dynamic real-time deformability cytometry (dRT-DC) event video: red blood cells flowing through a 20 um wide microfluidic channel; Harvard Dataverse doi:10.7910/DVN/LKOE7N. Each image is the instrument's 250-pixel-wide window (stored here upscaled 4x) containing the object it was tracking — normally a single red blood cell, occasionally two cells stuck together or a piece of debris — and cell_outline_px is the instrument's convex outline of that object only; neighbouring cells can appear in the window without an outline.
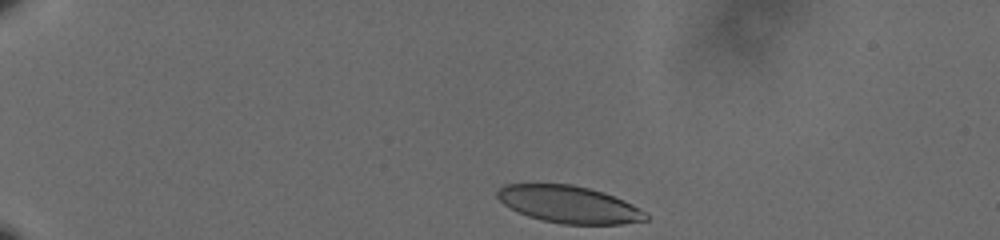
{"species": "human", "species_latin": "Homo sapiens", "temperature_condition": "cold", "stored_images_in_passage": 42, "camera_frame_rate_fps": 3000, "um_per_image_px": 0.085, "donor": {"sex": "male"}, "frame": {"image": 1, "passage_image": 1, "time_ms": 0.0, "image_size_px": [1000, 240], "cell_outline_px": [[648, 220], [620, 224], [560, 224], [528, 216], [516, 212], [504, 204], [496, 196], [496, 192], [504, 184], [572, 184], [604, 192], [624, 200], [640, 208], [648, 216]], "centroid_in_image_um": [48.36, 17.37], "position_along_channel_um": 36.6, "area_um2": 32.14}}
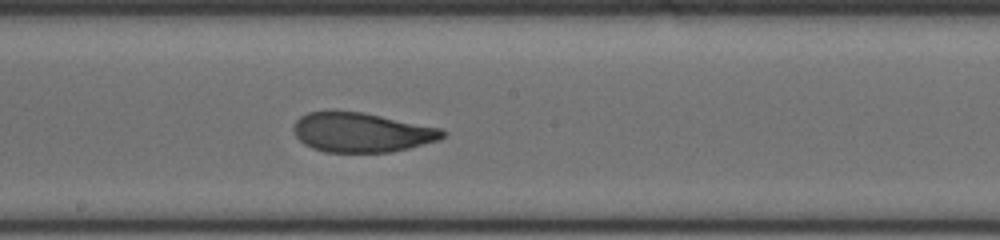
{"frame": {"image": 2, "passage_image": 23, "time_ms": 7.333, "image_size_px": [1000, 240], "cell_outline_px": [[444, 136], [440, 140], [392, 152], [324, 152], [312, 148], [304, 144], [296, 136], [292, 128], [296, 120], [300, 116], [308, 112], [364, 112], [440, 128], [444, 132]], "centroid_in_image_um": [30.72, 11.26], "position_along_channel_um": 217.5, "area_um2": 34.1}}
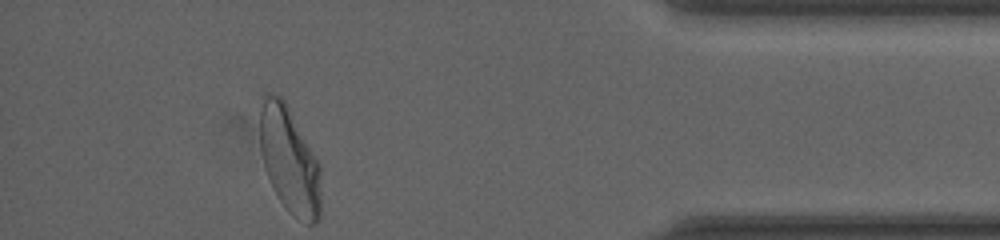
{"frame": {"image": 3, "passage_image": 42, "time_ms": 13.667, "image_size_px": [1000, 240], "cell_outline_px": [[320, 216], [312, 224], [304, 224], [296, 220], [288, 212], [280, 200], [264, 168], [260, 148], [260, 96], [264, 92], [280, 96], [284, 100], [320, 164]], "centroid_in_image_um": [24.59, 13.62], "position_along_channel_um": 410.6, "area_um2": 37.97}, "authors_computed_cell_mechanics": {"area_um2": 34.8245, "velocity_mm_per_s": 3.5847, "shape_relaxation_time_tau1_ms": 4.8556, "shape_relaxation_time_tau2_ms": 1.1636, "deformation_change_tau1": 0.1781, "deformation_change_tau2": 0.0598}}